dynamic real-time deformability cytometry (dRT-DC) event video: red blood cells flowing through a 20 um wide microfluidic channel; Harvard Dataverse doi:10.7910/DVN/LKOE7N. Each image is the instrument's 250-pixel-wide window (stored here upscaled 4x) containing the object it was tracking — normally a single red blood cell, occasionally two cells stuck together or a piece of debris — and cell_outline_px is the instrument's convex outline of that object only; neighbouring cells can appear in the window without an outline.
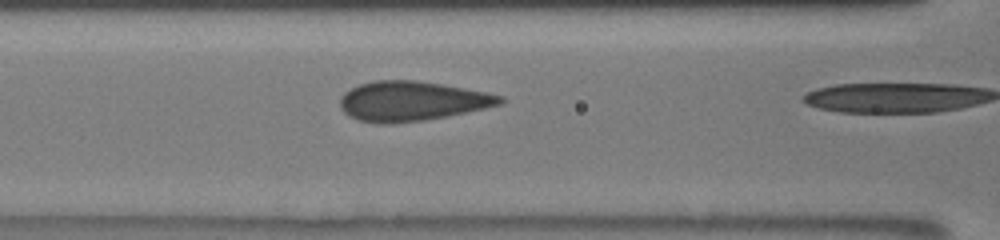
{"species": "human", "species_latin": "Homo sapiens", "temperature_condition": "room temperature", "stored_images_in_passage": 5, "camera_frame_rate_fps": 3000, "um_per_image_px": 0.085, "donor": {"sex": "male"}, "frame": {"image": 1, "passage_image": 4, "time_ms": 1.333, "image_size_px": [1000, 240], "cell_outline_px": [[504, 104], [448, 116], [424, 120], [388, 124], [384, 124], [360, 120], [348, 116], [340, 108], [340, 96], [344, 92], [360, 84], [372, 80], [416, 80], [444, 84], [504, 96]], "centroid_in_image_um": [35.0, 8.59], "position_along_channel_um": 131.6, "area_um2": 37.11}}